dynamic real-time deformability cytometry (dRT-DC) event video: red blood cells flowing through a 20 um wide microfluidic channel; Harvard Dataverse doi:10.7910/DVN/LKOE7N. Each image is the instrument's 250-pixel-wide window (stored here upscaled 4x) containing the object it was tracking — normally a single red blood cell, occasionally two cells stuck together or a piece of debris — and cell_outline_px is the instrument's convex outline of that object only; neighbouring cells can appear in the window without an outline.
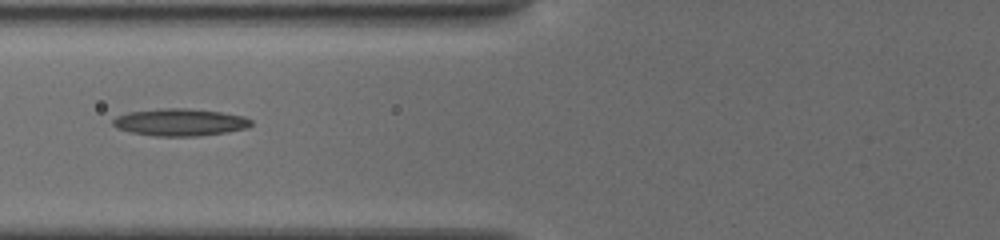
{"species": "common noctule bat (a hibernating species)", "species_latin": "Nyctalus noctula", "temperature_condition": "cold", "stored_images_in_passage": 13, "camera_frame_rate_fps": 3000, "um_per_image_px": 0.085, "animal": {"sex": "female", "body_mass_g": 19.5, "forearm_length_mm": 54.1}, "frame": {"image": 1, "passage_image": 13, "time_ms": 7.667, "image_size_px": [1000, 240], "cell_outline_px": [[252, 124], [248, 128], [228, 132], [196, 136], [152, 136], [132, 132], [116, 128], [112, 124], [112, 120], [116, 116], [128, 112], [160, 108], [188, 108], [220, 112], [244, 116], [252, 120]], "centroid_in_image_um": [15.29, 10.39], "position_along_channel_um": 110.5, "area_um2": 22.08}}